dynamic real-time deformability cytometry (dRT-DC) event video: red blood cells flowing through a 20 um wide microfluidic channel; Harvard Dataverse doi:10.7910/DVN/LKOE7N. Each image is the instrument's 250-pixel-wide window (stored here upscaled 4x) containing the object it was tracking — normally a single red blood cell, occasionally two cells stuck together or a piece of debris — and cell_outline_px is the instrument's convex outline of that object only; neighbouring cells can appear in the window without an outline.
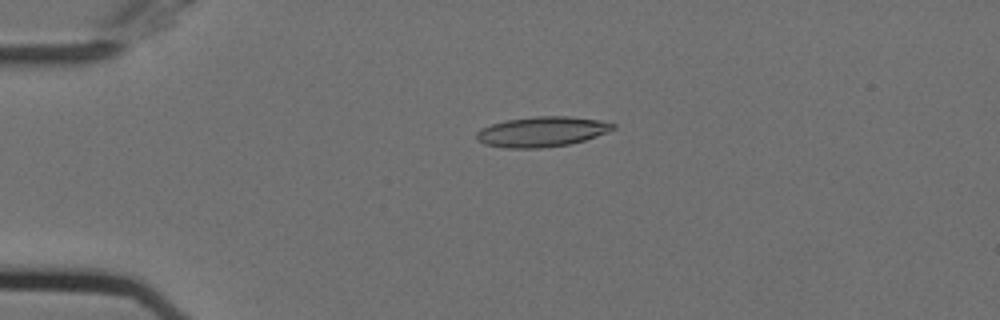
{"species": "Egyptian fruit bat (a non-hibernating species)", "species_latin": "Rousettus aegyptiacus", "temperature_condition": "cold", "stored_images_in_passage": 54, "camera_frame_rate_fps": 3000, "um_per_image_px": 0.085, "animal": {"sex": "female"}, "frame": {"image": 1, "passage_image": 13, "time_ms": 4.0, "image_size_px": [1000, 320], "cell_outline_px": [[616, 128], [608, 132], [584, 140], [568, 144], [540, 148], [504, 148], [484, 144], [476, 140], [476, 132], [480, 128], [492, 124], [508, 120], [536, 116], [568, 116], [600, 120], [616, 124]], "centroid_in_image_um": [46.05, 11.19], "position_along_channel_um": 39.0, "area_um2": 23.99}}
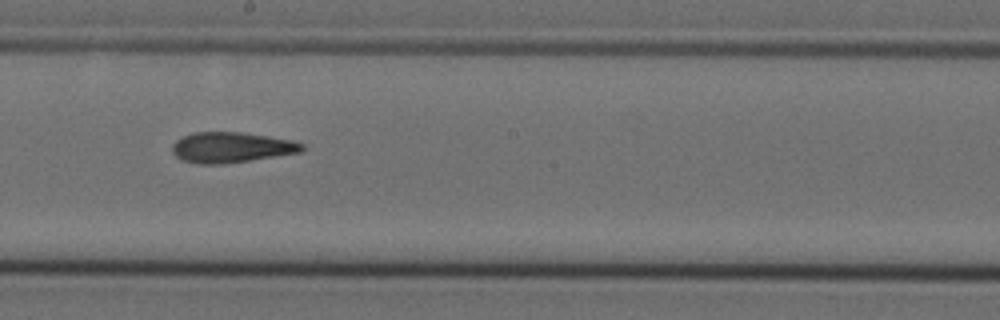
{"frame": {"image": 2, "passage_image": 31, "time_ms": 10.0, "image_size_px": [1000, 320], "cell_outline_px": [[304, 148], [300, 152], [224, 164], [200, 164], [184, 160], [176, 156], [172, 152], [172, 144], [176, 140], [192, 132], [240, 132], [268, 136], [292, 140], [304, 144]], "centroid_in_image_um": [19.64, 12.52], "position_along_channel_um": 228.6, "area_um2": 22.89}}
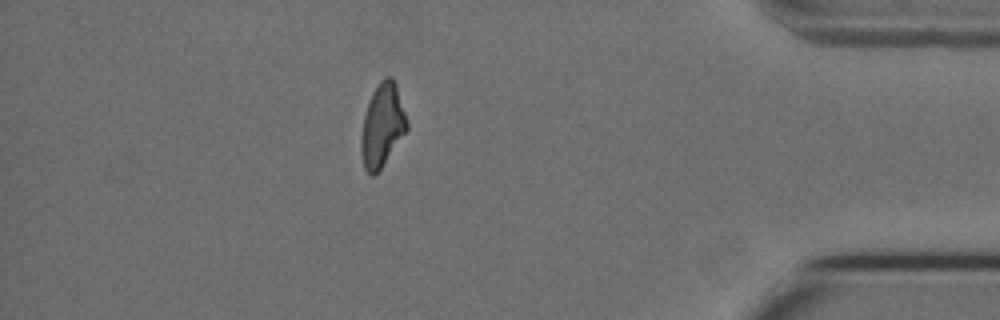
{"frame": {"image": 3, "passage_image": 48, "time_ms": 15.667, "image_size_px": [1000, 320], "cell_outline_px": [[408, 128], [380, 168], [372, 176], [364, 168], [360, 152], [360, 140], [364, 116], [372, 92], [380, 80], [384, 76], [392, 76], [396, 84], [408, 124]], "centroid_in_image_um": [32.47, 10.62], "position_along_channel_um": 402.7, "area_um2": 21.79}, "authors_computed_cell_mechanics": {"area_um2": 22.831, "velocity_mm_per_s": 3.7425, "shape_relaxation_time_tau1_ms": 6.7779, "shape_relaxation_time_tau2_ms": 4.512, "deformation_change_tau1": 0.2236, "deformation_change_tau2": 0.1593}}